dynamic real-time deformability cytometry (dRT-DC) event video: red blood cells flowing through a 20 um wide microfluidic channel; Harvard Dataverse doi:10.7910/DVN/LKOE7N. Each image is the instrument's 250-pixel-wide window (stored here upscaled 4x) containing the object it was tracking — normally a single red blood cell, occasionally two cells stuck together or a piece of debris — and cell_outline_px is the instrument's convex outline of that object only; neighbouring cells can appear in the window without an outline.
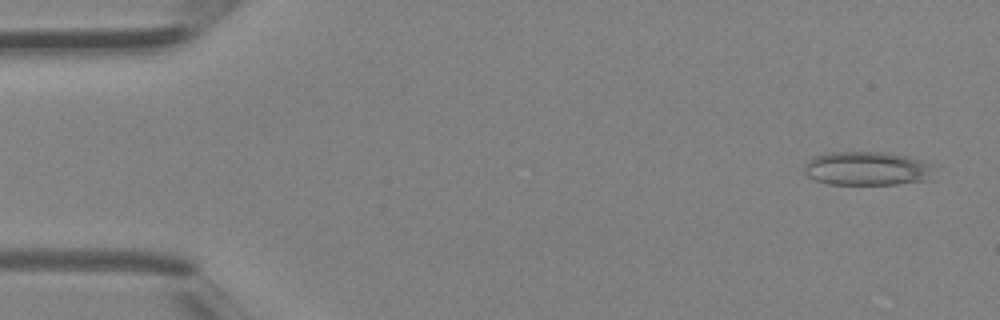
{"species": "Egyptian fruit bat (a non-hibernating species)", "species_latin": "Rousettus aegyptiacus", "temperature_condition": "room temperature", "stored_images_in_passage": 4, "camera_frame_rate_fps": 3000, "um_per_image_px": 0.085, "animal": {"sex": "female"}, "frame": {"image": 1, "passage_image": 1, "time_ms": 0.0, "image_size_px": [1000, 320], "cell_outline_px": [[936, 168], [928, 180], [896, 184], [828, 184], [812, 180], [804, 176], [804, 164], [812, 156], [828, 152], [884, 152], [908, 156], [932, 164]], "centroid_in_image_um": [73.65, 14.32], "position_along_channel_um": 11.3, "area_um2": 26.07}}